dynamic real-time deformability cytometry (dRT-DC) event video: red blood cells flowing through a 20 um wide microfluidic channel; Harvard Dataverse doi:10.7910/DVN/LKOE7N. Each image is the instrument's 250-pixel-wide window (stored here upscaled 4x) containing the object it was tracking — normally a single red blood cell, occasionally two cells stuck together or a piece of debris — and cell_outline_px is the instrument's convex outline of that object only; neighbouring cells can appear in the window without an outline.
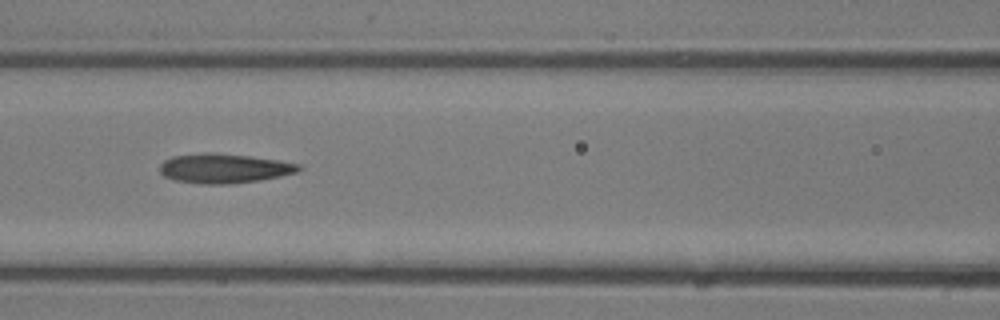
{"species": "common noctule bat (a hibernating species)", "species_latin": "Nyctalus noctula", "temperature_condition": "room temperature", "stored_images_in_passage": 29, "camera_frame_rate_fps": 3000, "um_per_image_px": 0.085, "animal": {"sex": "male", "body_mass_g": 13.3}, "frame": {"image": 1, "passage_image": 14, "time_ms": 4.333, "image_size_px": [1000, 320], "cell_outline_px": [[304, 168], [300, 172], [260, 180], [228, 184], [200, 184], [176, 180], [164, 176], [160, 172], [160, 164], [164, 160], [172, 156], [204, 152], [216, 152], [280, 160], [300, 164]], "centroid_in_image_um": [19.08, 14.3], "position_along_channel_um": 147.5, "area_um2": 24.16}}
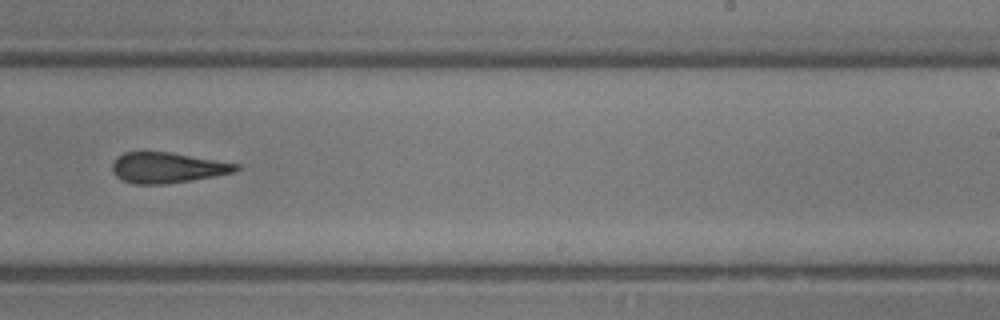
{"frame": {"image": 2, "passage_image": 20, "time_ms": 6.333, "image_size_px": [1000, 320], "cell_outline_px": [[240, 168], [236, 172], [192, 180], [168, 184], [136, 184], [120, 180], [112, 172], [112, 164], [124, 152], [168, 152], [240, 164]], "centroid_in_image_um": [14.23, 14.27], "position_along_channel_um": 274.8, "area_um2": 21.96}}
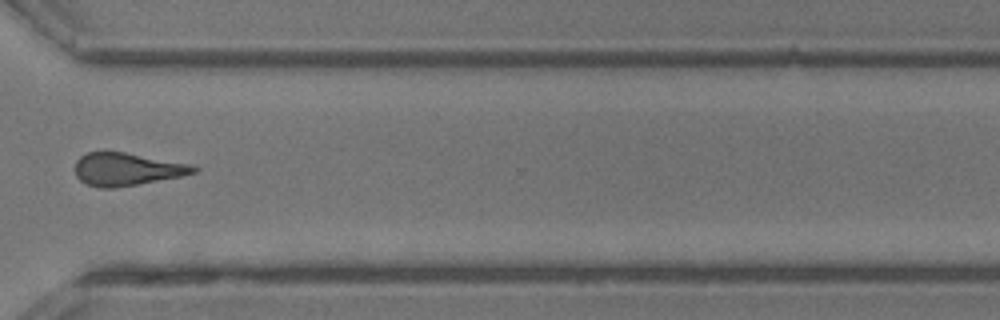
{"frame": {"image": 3, "passage_image": 24, "time_ms": 7.667, "image_size_px": [1000, 320], "cell_outline_px": [[200, 168], [196, 172], [180, 176], [136, 184], [112, 188], [100, 188], [88, 184], [80, 180], [76, 176], [76, 160], [80, 156], [88, 152], [124, 152], [196, 164]], "centroid_in_image_um": [10.83, 14.37], "position_along_channel_um": 359.8, "area_um2": 22.6}}